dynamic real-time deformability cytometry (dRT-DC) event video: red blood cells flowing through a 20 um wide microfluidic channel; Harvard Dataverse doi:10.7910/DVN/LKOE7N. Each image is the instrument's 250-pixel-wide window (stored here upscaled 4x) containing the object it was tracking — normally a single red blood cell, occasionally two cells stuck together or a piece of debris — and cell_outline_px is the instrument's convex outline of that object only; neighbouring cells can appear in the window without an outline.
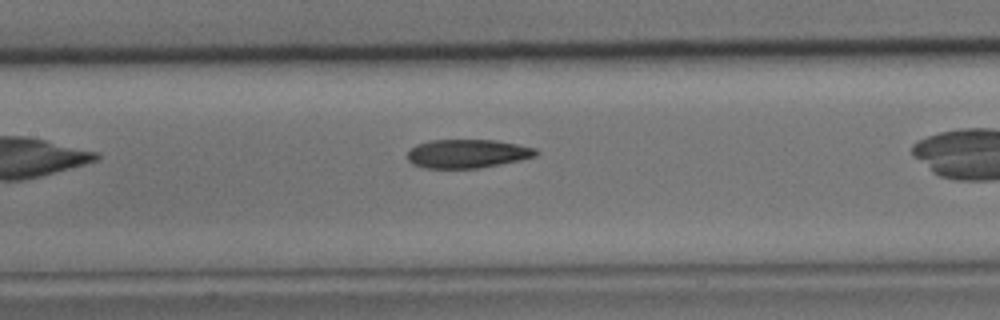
{"species": "common noctule bat (a hibernating species)", "species_latin": "Nyctalus noctula", "temperature_condition": "cold", "stored_images_in_passage": 25, "camera_frame_rate_fps": 3000, "um_per_image_px": 0.085, "animal": {"sex": "male", "body_mass_g": 15.6}, "frame": {"image": 1, "passage_image": 8, "time_ms": 2.333, "image_size_px": [1000, 320], "cell_outline_px": [[540, 152], [536, 156], [520, 160], [480, 168], [424, 168], [412, 164], [408, 160], [408, 148], [416, 144], [428, 140], [496, 140], [536, 148]], "centroid_in_image_um": [39.7, 13.06], "position_along_channel_um": 167.7, "area_um2": 21.68}}